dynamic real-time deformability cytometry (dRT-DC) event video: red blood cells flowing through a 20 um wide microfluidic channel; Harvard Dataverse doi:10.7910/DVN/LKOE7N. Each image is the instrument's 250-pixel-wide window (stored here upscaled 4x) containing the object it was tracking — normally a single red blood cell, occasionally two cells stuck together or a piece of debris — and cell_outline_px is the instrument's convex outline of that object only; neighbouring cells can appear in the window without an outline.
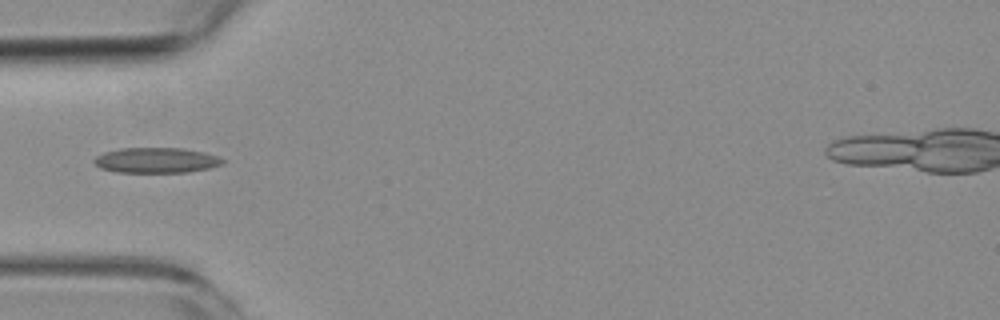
{"species": "common noctule bat (a hibernating species)", "species_latin": "Nyctalus noctula", "temperature_condition": "room temperature", "stored_images_in_passage": 7, "camera_frame_rate_fps": 3000, "um_per_image_px": 0.085, "animal": {"sex": "female", "body_mass_g": 19.3, "forearm_length_mm": 54.1}, "frame": {"image": 1, "passage_image": 1, "time_ms": 0.0, "image_size_px": [1000, 320], "cell_outline_px": [[224, 164], [208, 168], [188, 172], [116, 172], [100, 168], [92, 160], [96, 156], [104, 152], [120, 148], [184, 148], [204, 152], [220, 156], [224, 160]], "centroid_in_image_um": [13.3, 13.62], "position_along_channel_um": 71.7, "area_um2": 19.07}}
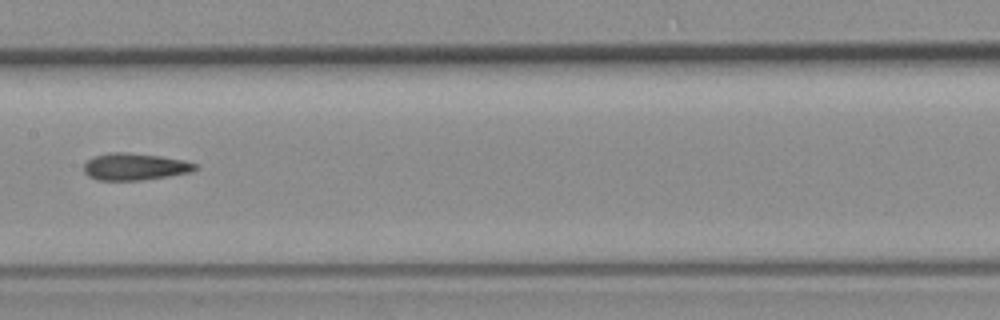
{"frame": {"image": 2, "passage_image": 4, "time_ms": 3.333, "image_size_px": [1000, 320], "cell_outline_px": [[200, 168], [192, 172], [144, 180], [96, 180], [88, 176], [84, 172], [84, 164], [88, 160], [96, 156], [108, 152], [128, 152], [160, 156], [184, 160], [196, 164]], "centroid_in_image_um": [11.48, 14.17], "position_along_channel_um": 195.9, "area_um2": 17.63}}
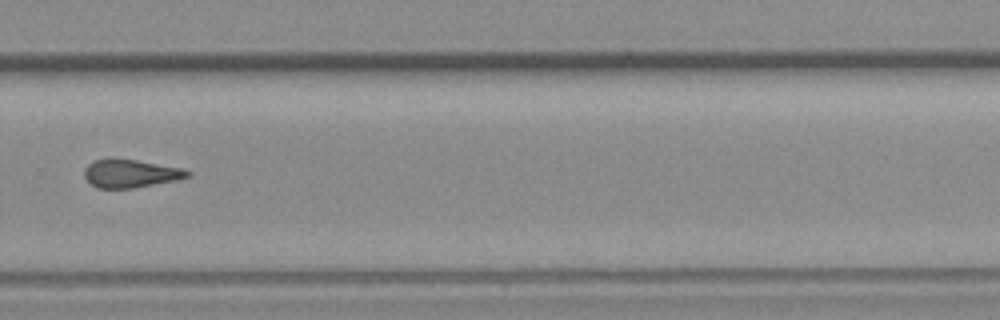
{"frame": {"image": 3, "passage_image": 7, "time_ms": 6.667, "image_size_px": [1000, 320], "cell_outline_px": [[192, 172], [188, 176], [176, 180], [136, 188], [96, 188], [84, 176], [84, 168], [88, 164], [96, 160], [112, 156], [184, 168]], "centroid_in_image_um": [11.08, 14.72], "position_along_channel_um": 318.7, "area_um2": 17.22}}